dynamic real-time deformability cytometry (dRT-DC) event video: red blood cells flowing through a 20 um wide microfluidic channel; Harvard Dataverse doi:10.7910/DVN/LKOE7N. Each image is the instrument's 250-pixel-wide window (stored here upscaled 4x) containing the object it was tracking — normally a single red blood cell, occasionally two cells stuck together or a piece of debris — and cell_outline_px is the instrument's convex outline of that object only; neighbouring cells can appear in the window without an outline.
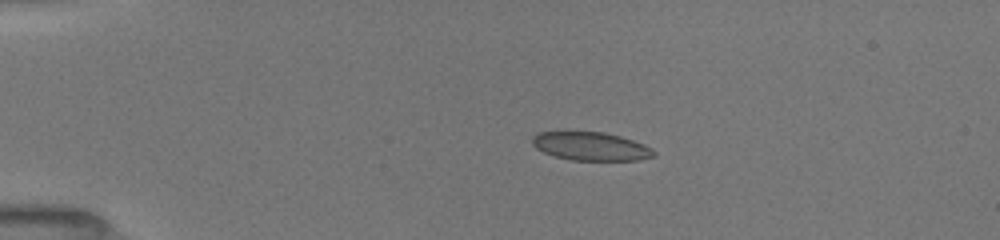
{"species": "common noctule bat (a hibernating species)", "species_latin": "Nyctalus noctula", "temperature_condition": "room temperature", "stored_images_in_passage": 50, "camera_frame_rate_fps": 3000, "um_per_image_px": 0.085, "animal": {"sex": "female", "body_mass_g": 19.5, "forearm_length_mm": 54.1}, "frame": {"image": 1, "passage_image": 1, "time_ms": 0.0, "image_size_px": [1000, 240], "cell_outline_px": [[656, 156], [640, 160], [572, 160], [552, 156], [536, 148], [532, 144], [532, 136], [540, 132], [604, 132], [620, 136], [644, 144], [652, 148], [656, 152]], "centroid_in_image_um": [50.24, 12.44], "position_along_channel_um": 34.8, "area_um2": 20.17}}
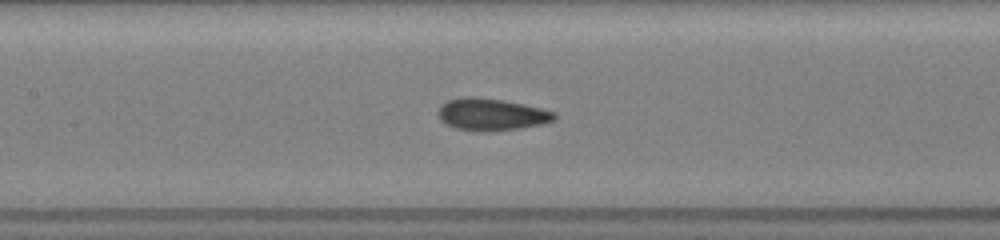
{"frame": {"image": 2, "passage_image": 26, "time_ms": 4.667, "image_size_px": [1000, 240], "cell_outline_px": [[556, 120], [540, 124], [520, 128], [456, 128], [440, 120], [440, 108], [448, 100], [460, 96], [476, 96], [504, 100], [524, 104], [556, 112]], "centroid_in_image_um": [41.83, 9.65], "position_along_channel_um": 165.6, "area_um2": 20.69}}
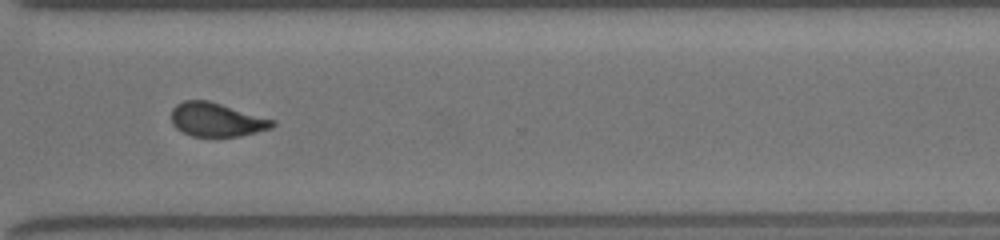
{"frame": {"image": 3, "passage_image": 49, "time_ms": 9.333, "image_size_px": [1000, 240], "cell_outline_px": [[276, 124], [272, 128], [240, 136], [192, 136], [176, 128], [172, 124], [172, 108], [176, 104], [184, 100], [208, 100], [276, 120]], "centroid_in_image_um": [18.42, 10.16], "position_along_channel_um": 352.2, "area_um2": 19.88}}